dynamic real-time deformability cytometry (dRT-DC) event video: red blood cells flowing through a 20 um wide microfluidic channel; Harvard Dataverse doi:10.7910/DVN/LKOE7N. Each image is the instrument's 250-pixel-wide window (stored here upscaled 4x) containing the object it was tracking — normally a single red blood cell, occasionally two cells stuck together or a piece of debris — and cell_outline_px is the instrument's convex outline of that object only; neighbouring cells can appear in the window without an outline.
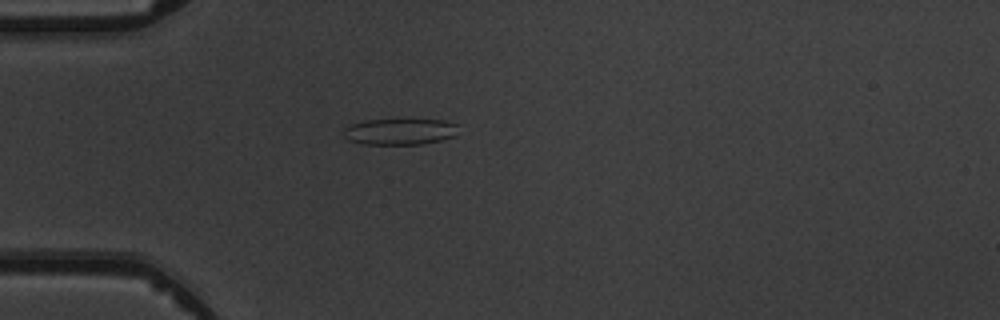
{"species": "common noctule bat (a hibernating species)", "species_latin": "Nyctalus noctula", "temperature_condition": "warm", "stored_images_in_passage": 5, "camera_frame_rate_fps": 3000, "um_per_image_px": 0.085, "animal": {"sex": "male", "body_mass_g": 19.5, "forearm_length_mm": 54.6}, "frame": {"image": 1, "passage_image": 5, "time_ms": 4.667, "image_size_px": [1000, 320], "cell_outline_px": [[456, 136], [440, 140], [420, 144], [364, 144], [348, 140], [344, 136], [344, 128], [352, 124], [364, 120], [444, 120], [456, 124]], "centroid_in_image_um": [33.97, 11.19], "position_along_channel_um": 51.0, "area_um2": 17.34}}